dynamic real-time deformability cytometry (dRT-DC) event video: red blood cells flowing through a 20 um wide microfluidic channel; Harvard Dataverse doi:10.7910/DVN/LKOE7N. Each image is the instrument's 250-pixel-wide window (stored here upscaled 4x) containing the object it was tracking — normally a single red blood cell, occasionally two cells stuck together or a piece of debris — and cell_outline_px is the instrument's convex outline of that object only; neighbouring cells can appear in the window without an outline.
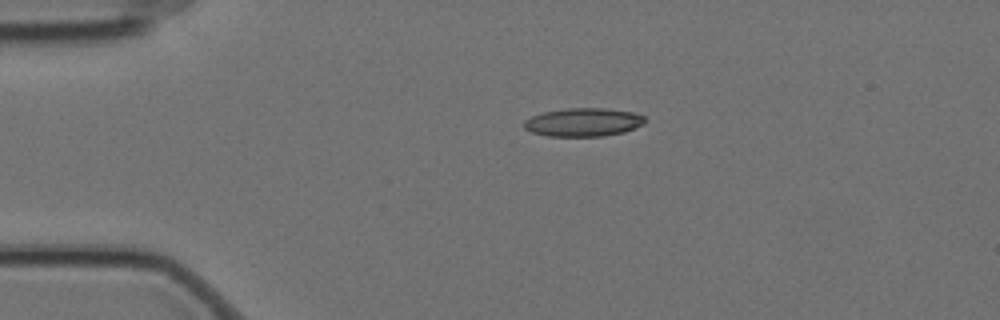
{"species": "Egyptian fruit bat (a non-hibernating species)", "species_latin": "Rousettus aegyptiacus", "temperature_condition": "cold", "stored_images_in_passage": 4, "camera_frame_rate_fps": 3000, "um_per_image_px": 0.085, "animal": {"sex": "female"}, "frame": {"image": 1, "passage_image": 3, "time_ms": 0.667, "image_size_px": [1000, 320], "cell_outline_px": [[644, 124], [624, 132], [604, 136], [548, 136], [532, 132], [524, 128], [524, 120], [532, 116], [544, 112], [564, 108], [604, 108], [636, 112], [644, 116]], "centroid_in_image_um": [49.59, 10.38], "position_along_channel_um": 35.4, "area_um2": 20.06}}